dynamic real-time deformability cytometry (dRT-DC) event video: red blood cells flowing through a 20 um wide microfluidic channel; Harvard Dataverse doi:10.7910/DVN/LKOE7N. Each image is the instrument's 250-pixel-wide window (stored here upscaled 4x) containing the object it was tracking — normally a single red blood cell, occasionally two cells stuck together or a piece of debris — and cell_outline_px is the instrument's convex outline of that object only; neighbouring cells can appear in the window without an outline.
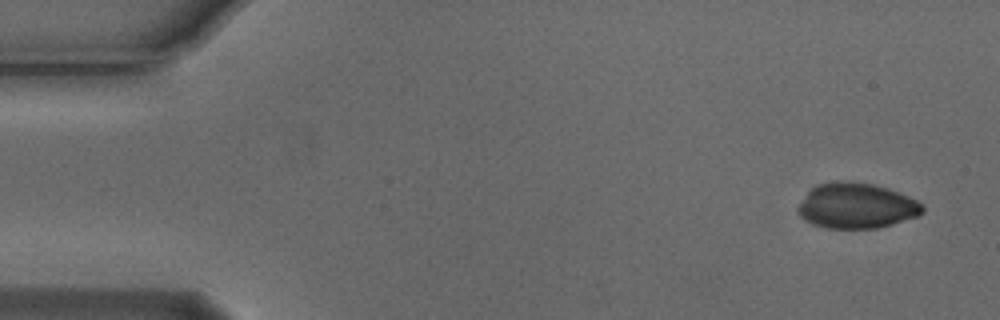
{"species": "Egyptian fruit bat (a non-hibernating species)", "species_latin": "Rousettus aegyptiacus", "temperature_condition": "cold", "stored_images_in_passage": 6, "camera_frame_rate_fps": 3000, "um_per_image_px": 0.085, "animal": {"sex": "male"}, "frame": {"image": 1, "passage_image": 1, "time_ms": 0.0, "image_size_px": [1000, 320], "cell_outline_px": [[924, 212], [920, 216], [892, 224], [876, 228], [828, 228], [812, 224], [800, 216], [796, 212], [796, 208], [808, 192], [816, 184], [840, 180], [872, 184], [888, 188], [908, 196], [924, 204]], "centroid_in_image_um": [72.81, 17.49], "position_along_channel_um": 12.2, "area_um2": 33.06}}